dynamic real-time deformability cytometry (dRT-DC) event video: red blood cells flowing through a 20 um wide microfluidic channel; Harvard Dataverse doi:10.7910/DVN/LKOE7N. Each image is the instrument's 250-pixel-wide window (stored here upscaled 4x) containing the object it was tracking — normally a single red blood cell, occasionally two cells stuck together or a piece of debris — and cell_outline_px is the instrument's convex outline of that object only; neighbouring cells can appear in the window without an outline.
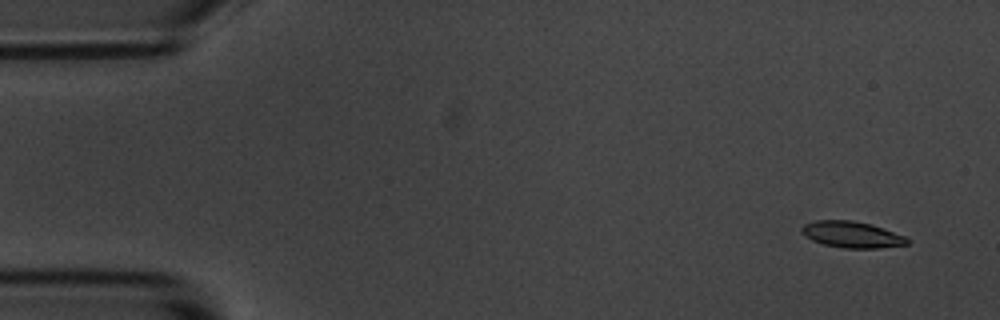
{"species": "common noctule bat (a hibernating species)", "species_latin": "Nyctalus noctula", "temperature_condition": "room temperature", "stored_images_in_passage": 52, "camera_frame_rate_fps": 3000, "um_per_image_px": 0.085, "animal": {"sex": "male", "body_mass_g": 20.1, "forearm_length_mm": 53.5}, "frame": {"image": 1, "passage_image": 1, "time_ms": 0.0, "image_size_px": [1000, 320], "cell_outline_px": [[912, 240], [908, 244], [880, 248], [844, 248], [824, 244], [812, 240], [804, 236], [800, 232], [800, 228], [804, 224], [816, 220], [852, 220], [872, 224], [908, 236]], "centroid_in_image_um": [72.45, 19.93], "position_along_channel_um": 12.6, "area_um2": 16.53}}
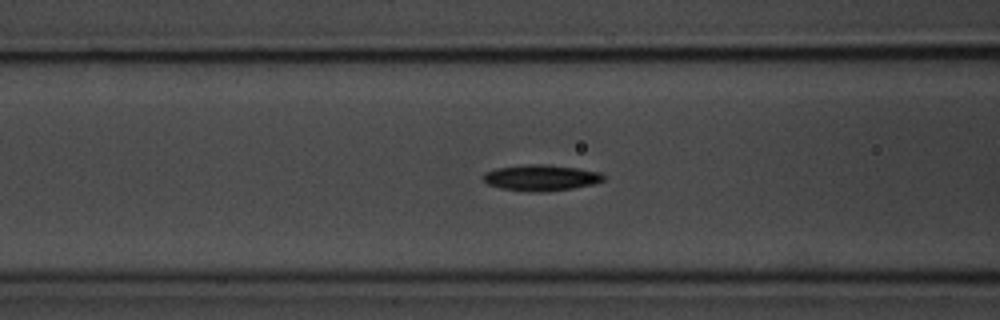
{"frame": {"image": 2, "passage_image": 19, "time_ms": 6.0, "image_size_px": [1000, 320], "cell_outline_px": [[604, 180], [596, 184], [572, 188], [544, 192], [536, 192], [500, 188], [488, 184], [480, 180], [480, 176], [484, 172], [496, 168], [524, 164], [544, 164], [576, 168], [600, 172], [604, 176]], "centroid_in_image_um": [45.93, 15.1], "position_along_channel_um": 120.7, "area_um2": 18.44}}
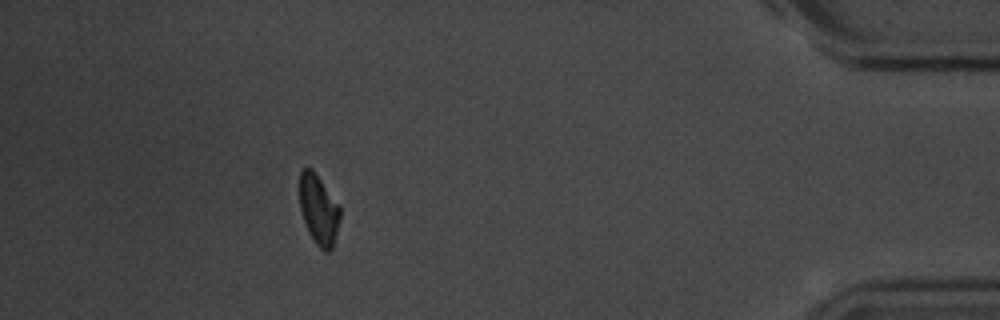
{"frame": {"image": 3, "passage_image": 47, "time_ms": 15.333, "image_size_px": [1000, 320], "cell_outline_px": [[340, 216], [332, 248], [328, 252], [324, 252], [316, 244], [308, 232], [300, 208], [300, 172], [304, 168], [312, 168], [340, 204]], "centroid_in_image_um": [27.1, 17.8], "position_along_channel_um": 408.1, "area_um2": 16.47}, "authors_computed_cell_mechanics": {"area_um2": 17.2244, "velocity_mm_per_s": 3.6601, "shape_relaxation_time_tau1_ms": 3.158, "shape_relaxation_time_tau2_ms": null, "deformation_change_tau1": 0.1175, "deformation_change_tau2": null}}